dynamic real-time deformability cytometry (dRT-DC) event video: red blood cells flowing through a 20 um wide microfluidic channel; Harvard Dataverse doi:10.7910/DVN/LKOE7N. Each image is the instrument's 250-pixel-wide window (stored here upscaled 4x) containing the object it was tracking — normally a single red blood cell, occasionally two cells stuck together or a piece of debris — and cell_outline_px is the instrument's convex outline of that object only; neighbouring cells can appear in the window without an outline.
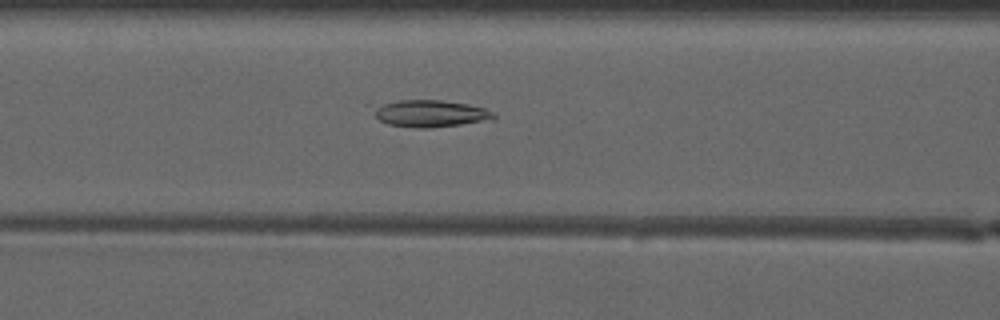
{"species": "common noctule bat (a hibernating species)", "species_latin": "Nyctalus noctula", "temperature_condition": "warm", "stored_images_in_passage": 14, "camera_frame_rate_fps": 3000, "um_per_image_px": 0.085, "animal": {"sex": "male", "forearm_length_mm": 52.5}, "frame": {"image": 1, "passage_image": 10, "time_ms": 3.0, "image_size_px": [1000, 320], "cell_outline_px": [[496, 120], [428, 128], [416, 128], [388, 124], [380, 120], [364, 104], [400, 100], [440, 100], [468, 104], [484, 108], [492, 112], [496, 116]], "centroid_in_image_um": [36.46, 9.63], "position_along_channel_um": 130.1, "area_um2": 19.54}}